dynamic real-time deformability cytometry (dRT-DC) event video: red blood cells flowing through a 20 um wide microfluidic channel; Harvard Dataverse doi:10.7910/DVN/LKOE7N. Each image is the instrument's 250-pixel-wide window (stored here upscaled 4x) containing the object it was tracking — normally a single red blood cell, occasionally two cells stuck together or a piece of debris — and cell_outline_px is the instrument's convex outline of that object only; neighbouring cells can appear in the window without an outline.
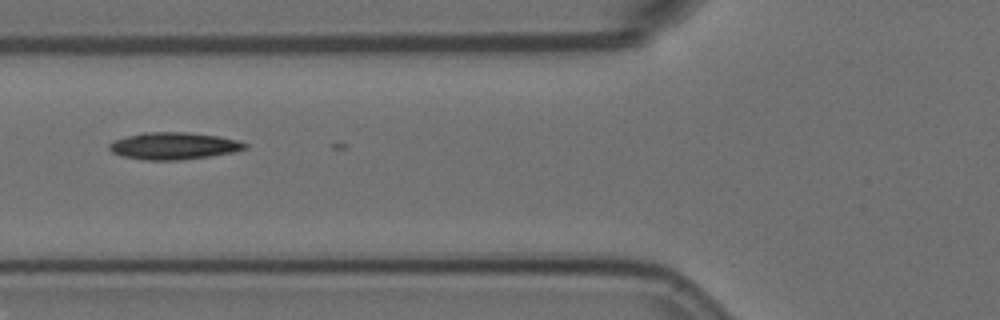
{"species": "Egyptian fruit bat (a non-hibernating species)", "species_latin": "Rousettus aegyptiacus", "temperature_condition": "room temperature", "stored_images_in_passage": 4, "camera_frame_rate_fps": 3000, "um_per_image_px": 0.085, "animal": {"sex": "female"}, "frame": {"image": 1, "passage_image": 2, "time_ms": 0.333, "image_size_px": [1000, 320], "cell_outline_px": [[248, 148], [236, 152], [180, 160], [144, 160], [124, 156], [112, 152], [108, 148], [108, 144], [112, 140], [144, 132], [184, 132], [216, 136], [236, 140], [248, 144]], "centroid_in_image_um": [14.75, 12.4], "position_along_channel_um": 111.0, "area_um2": 21.33}}
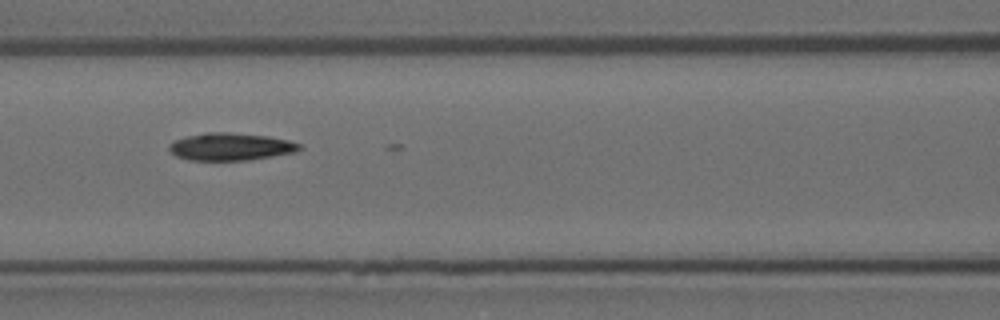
{"frame": {"image": 2, "passage_image": 3, "time_ms": 0.667, "image_size_px": [1000, 320], "cell_outline_px": [[304, 148], [296, 152], [248, 160], [188, 160], [176, 156], [168, 148], [168, 144], [176, 140], [188, 136], [204, 132], [228, 132], [268, 136], [288, 140], [300, 144]], "centroid_in_image_um": [19.62, 12.47], "position_along_channel_um": 147.0, "area_um2": 20.87}}